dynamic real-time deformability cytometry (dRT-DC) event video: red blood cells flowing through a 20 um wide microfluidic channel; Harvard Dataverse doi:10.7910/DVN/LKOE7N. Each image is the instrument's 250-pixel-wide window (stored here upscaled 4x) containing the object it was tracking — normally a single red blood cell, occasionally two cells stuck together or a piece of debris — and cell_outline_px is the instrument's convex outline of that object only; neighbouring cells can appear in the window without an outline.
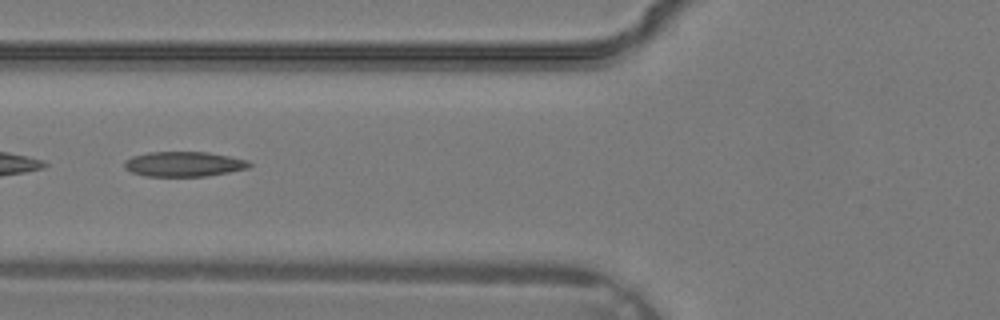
{"species": "common noctule bat (a hibernating species)", "species_latin": "Nyctalus noctula", "temperature_condition": "warm", "stored_images_in_passage": 8, "camera_frame_rate_fps": 3000, "um_per_image_px": 0.085, "animal": {"sex": "male", "body_mass_g": 19.2, "forearm_length_mm": 51.8}, "frame": {"image": 1, "passage_image": 5, "time_ms": 1.333, "image_size_px": [1000, 320], "cell_outline_px": [[252, 164], [248, 168], [228, 172], [204, 176], [144, 176], [132, 172], [124, 168], [124, 160], [132, 156], [148, 152], [208, 152], [248, 160]], "centroid_in_image_um": [15.59, 13.94], "position_along_channel_um": 110.2, "area_um2": 18.15}}
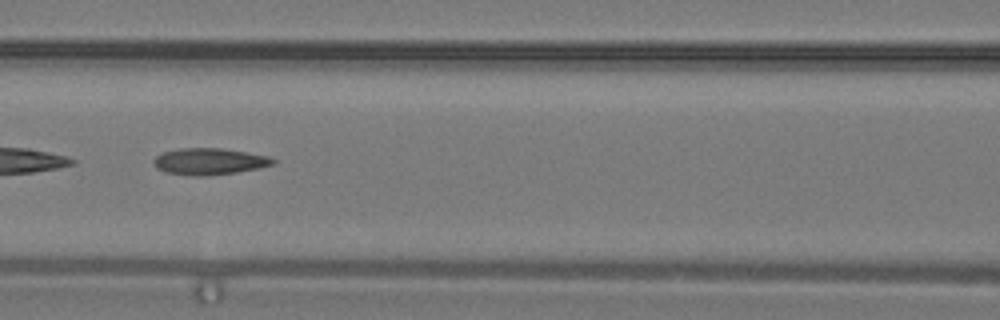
{"frame": {"image": 2, "passage_image": 7, "time_ms": 2.0, "image_size_px": [1000, 320], "cell_outline_px": [[276, 164], [236, 172], [204, 176], [196, 176], [164, 172], [156, 168], [152, 164], [152, 160], [156, 156], [164, 152], [180, 148], [220, 148], [268, 156], [276, 160]], "centroid_in_image_um": [17.75, 13.72], "position_along_channel_um": 148.9, "area_um2": 18.38}}